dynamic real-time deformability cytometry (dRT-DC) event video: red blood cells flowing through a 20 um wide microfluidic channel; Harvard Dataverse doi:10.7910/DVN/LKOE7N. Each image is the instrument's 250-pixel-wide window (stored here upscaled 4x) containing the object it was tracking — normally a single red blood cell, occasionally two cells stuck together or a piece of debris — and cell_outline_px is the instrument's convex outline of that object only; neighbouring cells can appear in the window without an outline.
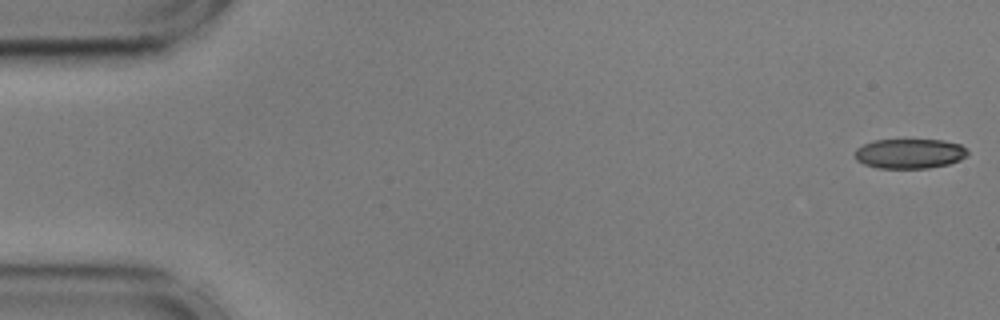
{"species": "common noctule bat (a hibernating species)", "species_latin": "Nyctalus noctula", "temperature_condition": "cold", "stored_images_in_passage": 9, "camera_frame_rate_fps": 3000, "um_per_image_px": 0.085, "animal": {"sex": "male", "body_mass_g": 17.9, "forearm_length_mm": 54.2}, "frame": {"image": 1, "passage_image": 1, "time_ms": 0.0, "image_size_px": [1000, 320], "cell_outline_px": [[968, 152], [960, 160], [948, 164], [928, 168], [876, 168], [864, 164], [856, 160], [852, 152], [856, 148], [872, 140], [940, 140], [960, 144]], "centroid_in_image_um": [77.24, 13.06], "position_along_channel_um": 7.8, "area_um2": 19.59}}